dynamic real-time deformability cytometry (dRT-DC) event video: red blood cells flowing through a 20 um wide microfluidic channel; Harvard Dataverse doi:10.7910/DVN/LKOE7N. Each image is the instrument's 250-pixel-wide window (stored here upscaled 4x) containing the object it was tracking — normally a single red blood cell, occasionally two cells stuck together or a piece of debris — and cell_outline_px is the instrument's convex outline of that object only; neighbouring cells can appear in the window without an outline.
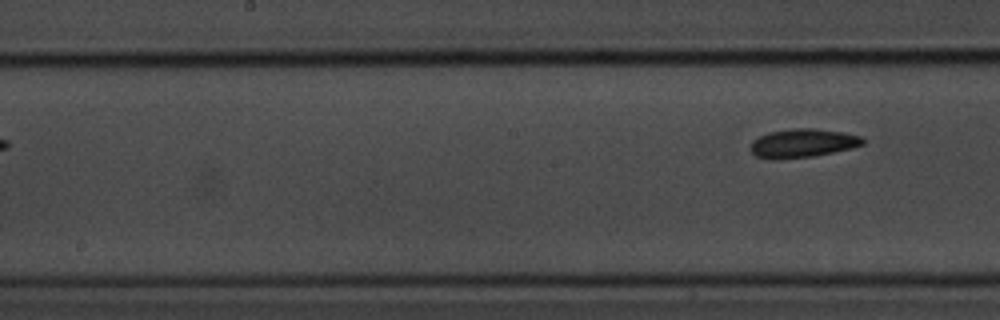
{"species": "common noctule bat (a hibernating species)", "species_latin": "Nyctalus noctula", "temperature_condition": "room temperature", "stored_images_in_passage": 7, "segment_of_instrument_passage": [2, 2], "camera_frame_rate_fps": 3000, "um_per_image_px": 0.085, "animal": {"sex": "male", "body_mass_g": 20.1, "forearm_length_mm": 53.5}, "frame": {"image": 1, "passage_image": 7, "time_ms": 2.0, "image_size_px": [1000, 320], "cell_outline_px": [[864, 144], [852, 148], [812, 156], [776, 160], [772, 160], [756, 156], [748, 148], [752, 140], [768, 132], [792, 128], [816, 128], [840, 132], [860, 136], [864, 140]], "centroid_in_image_um": [68.16, 12.17], "position_along_channel_um": 180.0, "area_um2": 18.84}}